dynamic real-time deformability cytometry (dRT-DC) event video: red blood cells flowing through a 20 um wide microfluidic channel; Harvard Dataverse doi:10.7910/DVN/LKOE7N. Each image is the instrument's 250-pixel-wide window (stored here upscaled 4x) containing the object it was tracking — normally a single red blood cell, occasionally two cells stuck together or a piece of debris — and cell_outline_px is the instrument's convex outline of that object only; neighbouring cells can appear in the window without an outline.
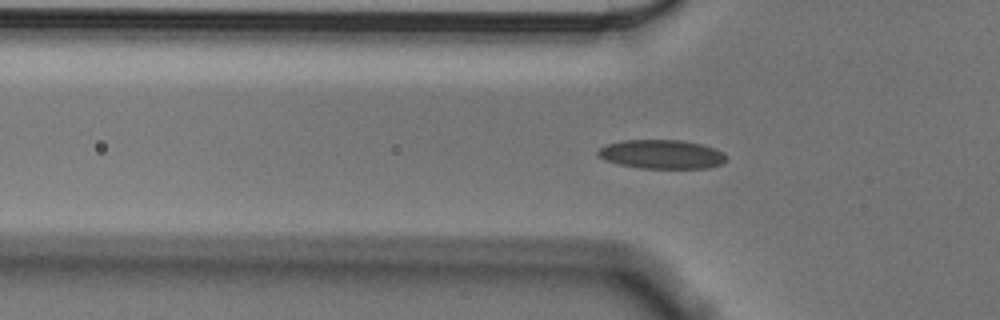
{"species": "Egyptian fruit bat (a non-hibernating species)", "species_latin": "Rousettus aegyptiacus", "temperature_condition": "cold", "stored_images_in_passage": 57, "camera_frame_rate_fps": 3000, "um_per_image_px": 0.085, "animal": {"sex": "male"}, "frame": {"image": 1, "passage_image": 18, "time_ms": 5.667, "image_size_px": [1000, 320], "cell_outline_px": [[728, 156], [720, 164], [708, 168], [640, 168], [620, 164], [604, 160], [596, 156], [596, 152], [600, 148], [608, 144], [624, 140], [684, 140], [700, 144], [724, 152]], "centroid_in_image_um": [56.22, 13.11], "position_along_channel_um": 69.6, "area_um2": 21.62}}
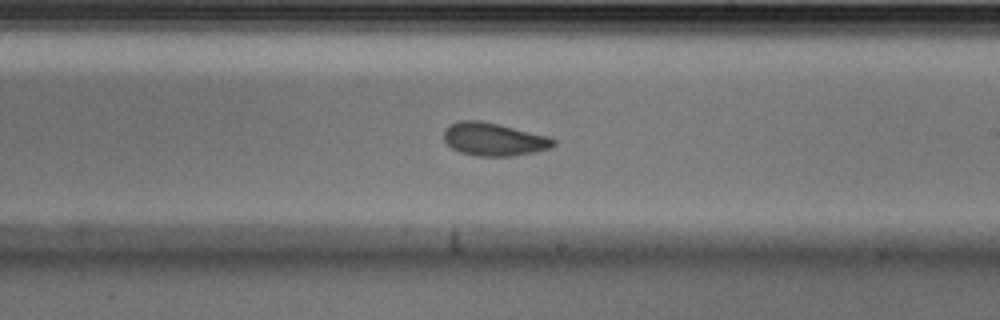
{"frame": {"image": 2, "passage_image": 33, "time_ms": 10.667, "image_size_px": [1000, 320], "cell_outline_px": [[556, 144], [552, 148], [512, 156], [476, 156], [460, 152], [452, 148], [444, 140], [444, 128], [460, 120], [480, 120], [500, 124], [548, 136], [556, 140]], "centroid_in_image_um": [41.98, 11.83], "position_along_channel_um": 247.0, "area_um2": 21.15}}
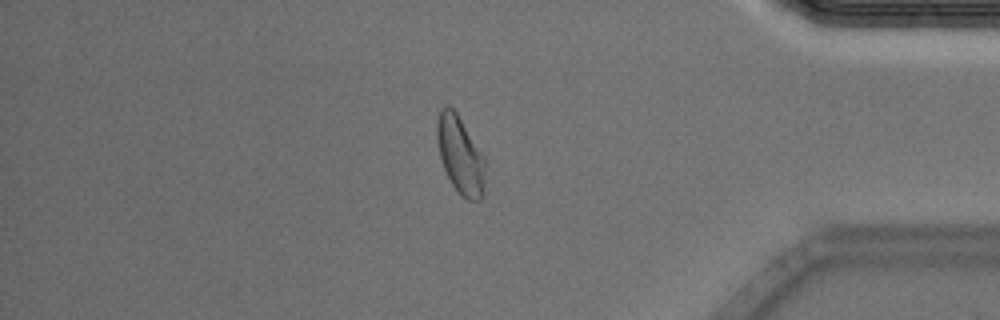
{"frame": {"image": 3, "passage_image": 48, "time_ms": 15.667, "image_size_px": [1000, 320], "cell_outline_px": [[488, 164], [484, 192], [480, 200], [468, 200], [452, 184], [444, 168], [440, 156], [436, 136], [436, 120], [440, 108], [444, 104], [448, 104], [456, 112], [484, 156]], "centroid_in_image_um": [39.15, 13.16], "position_along_channel_um": 396.1, "area_um2": 22.08}, "authors_computed_cell_mechanics": {"area_um2": 20.9814, "velocity_mm_per_s": 3.5349, "shape_relaxation_time_tau1_ms": 4.9663, "shape_relaxation_time_tau2_ms": 2.4172, "deformation_change_tau1": 0.1036, "deformation_change_tau2": 0.0653}}